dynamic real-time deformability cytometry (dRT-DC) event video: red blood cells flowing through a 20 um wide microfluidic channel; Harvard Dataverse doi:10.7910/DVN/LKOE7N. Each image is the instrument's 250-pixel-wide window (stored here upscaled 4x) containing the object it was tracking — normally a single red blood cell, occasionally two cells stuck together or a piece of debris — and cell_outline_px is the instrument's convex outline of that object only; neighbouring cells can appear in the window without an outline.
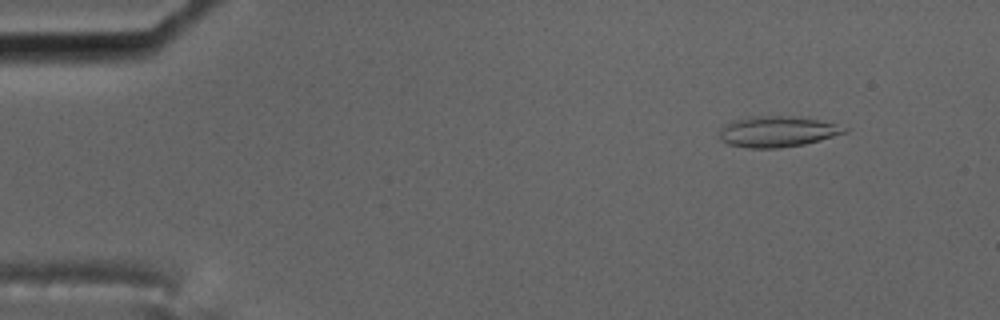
{"species": "common noctule bat (a hibernating species)", "species_latin": "Nyctalus noctula", "temperature_condition": "cold", "stored_images_in_passage": 52, "camera_frame_rate_fps": 3000, "um_per_image_px": 0.085, "animal": {"sex": "male", "body_mass_g": 17.5, "forearm_length_mm": 52.3}, "frame": {"image": 1, "passage_image": 1, "time_ms": 0.0, "image_size_px": [1000, 320], "cell_outline_px": [[848, 132], [820, 140], [804, 144], [780, 148], [748, 148], [728, 144], [720, 140], [716, 128], [732, 120], [752, 116], [792, 116], [816, 120], [836, 124], [848, 128]], "centroid_in_image_um": [65.99, 11.19], "position_along_channel_um": 19.0, "area_um2": 22.72}}
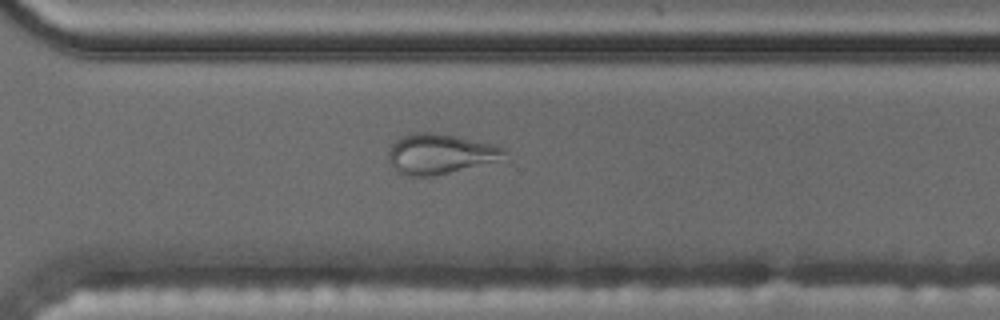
{"frame": {"image": 2, "passage_image": 36, "time_ms": 11.667, "image_size_px": [1000, 320], "cell_outline_px": [[512, 160], [432, 176], [408, 176], [396, 172], [392, 168], [388, 160], [388, 152], [392, 144], [400, 136], [412, 132], [432, 132], [452, 136], [488, 144], [504, 148], [508, 152]], "centroid_in_image_um": [37.47, 13.12], "position_along_channel_um": 333.1, "area_um2": 27.8}}
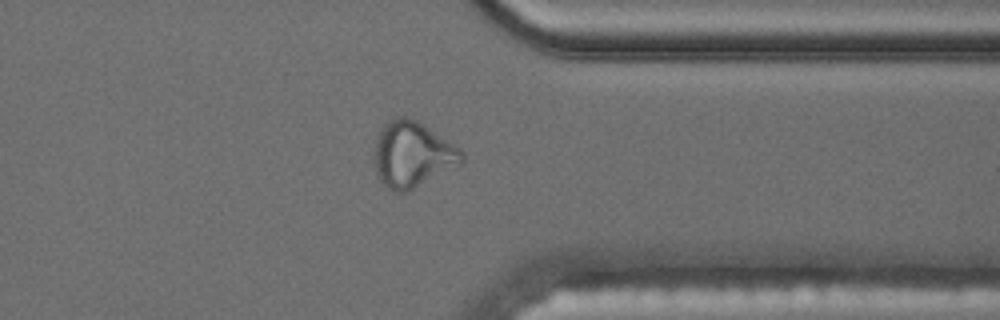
{"frame": {"image": 3, "passage_image": 40, "time_ms": 13.0, "image_size_px": [1000, 320], "cell_outline_px": [[464, 164], [408, 192], [396, 192], [384, 184], [380, 180], [376, 172], [372, 156], [380, 132], [384, 124], [392, 116], [404, 116], [416, 120], [424, 124], [460, 148], [464, 152]], "centroid_in_image_um": [35.09, 13.14], "position_along_channel_um": 376.3, "area_um2": 34.04}, "authors_computed_cell_mechanics": {"area_um2": 22.2819, "velocity_mm_per_s": 3.5039, "shape_relaxation_time_tau1_ms": null, "shape_relaxation_time_tau2_ms": 2.0066, "deformation_change_tau1": null, "deformation_change_tau2": 0.1017}}